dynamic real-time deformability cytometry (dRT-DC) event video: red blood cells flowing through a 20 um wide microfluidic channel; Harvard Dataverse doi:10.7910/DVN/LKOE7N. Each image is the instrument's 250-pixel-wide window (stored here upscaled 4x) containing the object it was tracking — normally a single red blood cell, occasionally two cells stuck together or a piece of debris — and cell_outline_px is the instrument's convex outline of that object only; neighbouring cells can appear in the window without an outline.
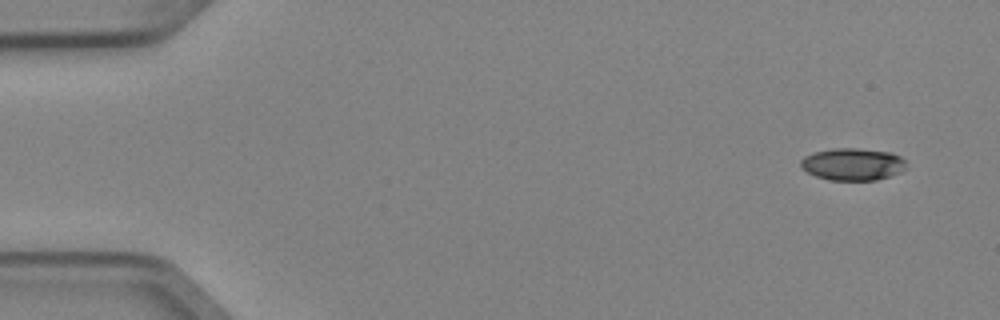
{"species": "Egyptian fruit bat (a non-hibernating species)", "species_latin": "Rousettus aegyptiacus", "temperature_condition": "cold", "stored_images_in_passage": 5, "camera_frame_rate_fps": 3000, "um_per_image_px": 0.085, "animal": {"sex": "female"}, "frame": {"image": 1, "passage_image": 1, "time_ms": 0.0, "image_size_px": [1000, 320], "cell_outline_px": [[904, 168], [900, 172], [876, 180], [828, 180], [816, 176], [808, 172], [800, 164], [800, 160], [804, 156], [812, 152], [832, 148], [856, 148], [888, 152], [900, 156], [904, 160]], "centroid_in_image_um": [72.43, 13.95], "position_along_channel_um": 12.6, "area_um2": 19.65}}
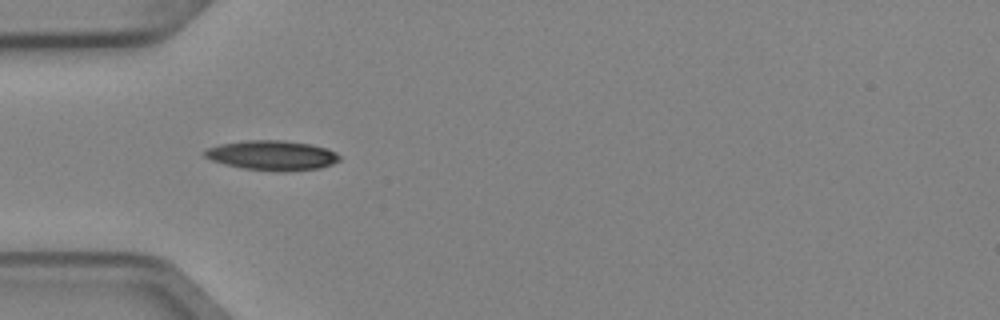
{"frame": {"image": 2, "passage_image": 4, "time_ms": 1.0, "image_size_px": [1000, 320], "cell_outline_px": [[340, 160], [332, 164], [320, 168], [284, 172], [276, 172], [244, 168], [224, 164], [212, 160], [204, 156], [204, 152], [208, 148], [220, 144], [248, 140], [284, 140], [312, 144], [328, 148], [336, 152], [340, 156]], "centroid_in_image_um": [23.18, 13.21], "position_along_channel_um": 61.8, "area_um2": 23.52}}
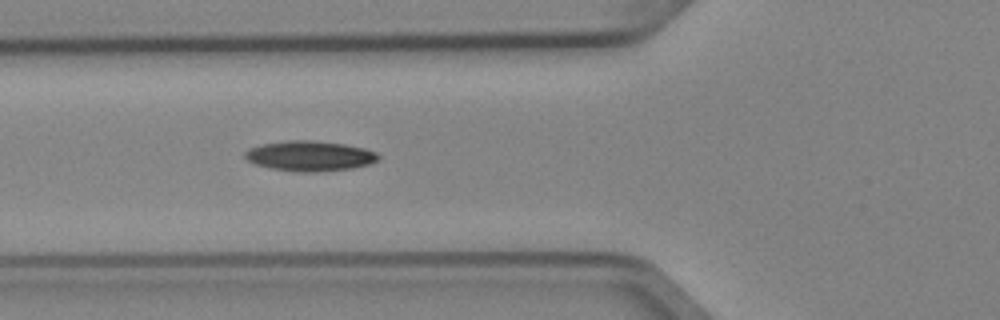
{"frame": {"image": 3, "passage_image": 5, "time_ms": 1.333, "image_size_px": [1000, 320], "cell_outline_px": [[380, 160], [368, 164], [352, 168], [316, 172], [300, 172], [272, 168], [256, 164], [248, 160], [244, 156], [244, 152], [248, 148], [264, 144], [288, 140], [312, 140], [344, 144], [364, 148], [376, 152], [380, 156]], "centroid_in_image_um": [26.35, 13.25], "position_along_channel_um": 99.5, "area_um2": 23.35}}